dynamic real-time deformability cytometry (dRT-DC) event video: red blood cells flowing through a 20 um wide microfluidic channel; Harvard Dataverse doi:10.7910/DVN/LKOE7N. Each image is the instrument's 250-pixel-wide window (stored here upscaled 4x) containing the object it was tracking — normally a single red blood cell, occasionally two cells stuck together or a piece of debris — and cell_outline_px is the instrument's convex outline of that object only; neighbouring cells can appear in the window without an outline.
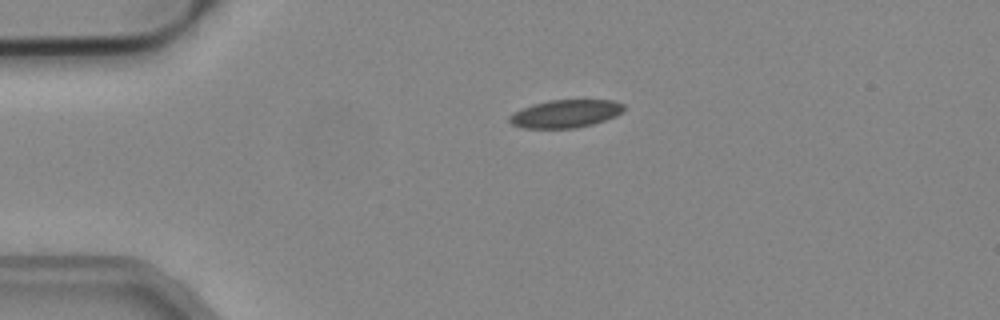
{"species": "common noctule bat (a hibernating species)", "species_latin": "Nyctalus noctula", "temperature_condition": "cold", "stored_images_in_passage": 35, "camera_frame_rate_fps": 3000, "um_per_image_px": 0.085, "animal": {"sex": "male", "body_mass_g": 19.2, "forearm_length_mm": 51.8}, "frame": {"image": 1, "passage_image": 1, "time_ms": 0.0, "image_size_px": [1000, 320], "cell_outline_px": [[624, 112], [616, 116], [592, 124], [576, 128], [524, 128], [512, 124], [508, 120], [508, 116], [512, 112], [520, 108], [532, 104], [548, 100], [616, 100], [624, 104]], "centroid_in_image_um": [48.05, 9.65], "position_along_channel_um": 36.9, "area_um2": 18.84}}
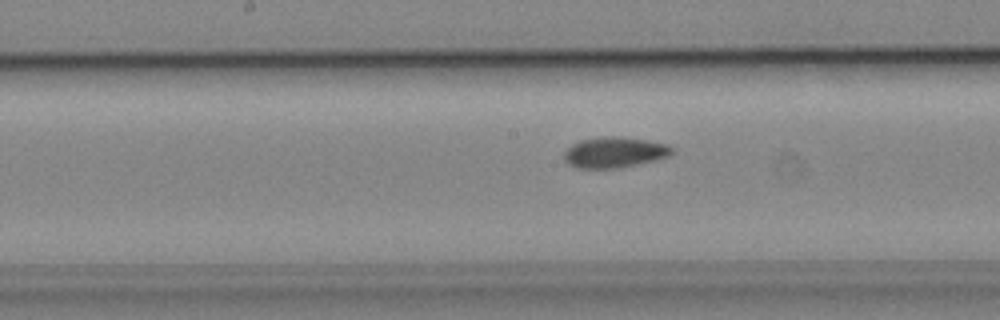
{"frame": {"image": 2, "passage_image": 16, "time_ms": 5.0, "image_size_px": [1000, 320], "cell_outline_px": [[676, 152], [668, 156], [656, 160], [616, 168], [576, 168], [568, 164], [564, 160], [564, 152], [572, 144], [580, 140], [604, 136], [616, 136], [644, 140], [668, 144], [676, 148]], "centroid_in_image_um": [52.25, 12.95], "position_along_channel_um": 195.9, "area_um2": 19.36}}
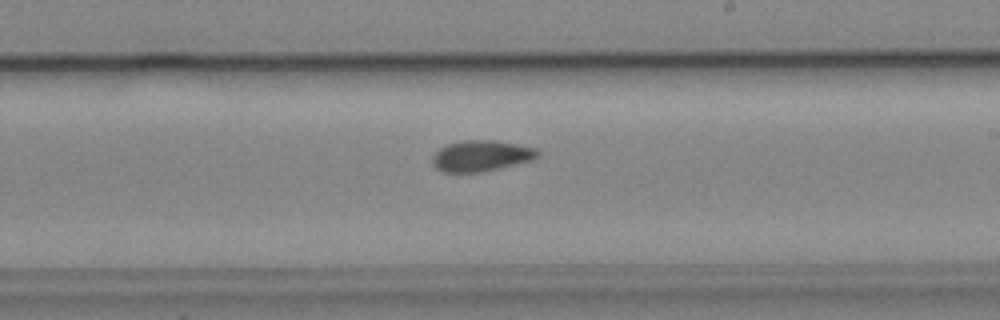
{"frame": {"image": 3, "passage_image": 20, "time_ms": 6.333, "image_size_px": [1000, 320], "cell_outline_px": [[540, 156], [532, 160], [480, 172], [444, 172], [436, 168], [432, 164], [432, 156], [440, 148], [448, 144], [464, 140], [492, 140], [516, 144], [536, 148], [540, 152]], "centroid_in_image_um": [40.9, 13.24], "position_along_channel_um": 248.1, "area_um2": 18.84}, "authors_computed_cell_mechanics": {"area_um2": 18.9006, "velocity_mm_per_s": 3.9261, "shape_relaxation_time_tau1_ms": 11.3438, "shape_relaxation_time_tau2_ms": 2.3154, "deformation_change_tau1": 0.1499, "deformation_change_tau2": 0.0638}}